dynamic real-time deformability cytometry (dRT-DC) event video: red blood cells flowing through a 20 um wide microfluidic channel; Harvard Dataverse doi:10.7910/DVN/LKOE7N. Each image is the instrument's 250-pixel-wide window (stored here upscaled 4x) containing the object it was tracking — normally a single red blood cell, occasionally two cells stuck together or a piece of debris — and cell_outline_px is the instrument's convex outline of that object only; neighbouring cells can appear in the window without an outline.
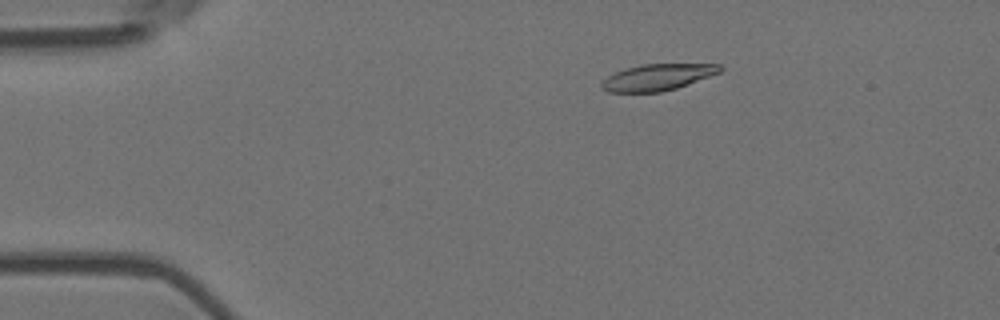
{"species": "Egyptian fruit bat (a non-hibernating species)", "species_latin": "Rousettus aegyptiacus", "temperature_condition": "room temperature", "stored_images_in_passage": 4, "camera_frame_rate_fps": 3000, "um_per_image_px": 0.085, "animal": {"sex": "female"}, "frame": {"image": 1, "passage_image": 1, "time_ms": 0.0, "image_size_px": [1000, 320], "cell_outline_px": [[724, 68], [720, 72], [688, 84], [676, 88], [660, 92], [608, 92], [600, 88], [600, 84], [608, 76], [624, 68], [640, 64], [720, 64]], "centroid_in_image_um": [55.87, 6.56], "position_along_channel_um": 29.1, "area_um2": 18.21}}
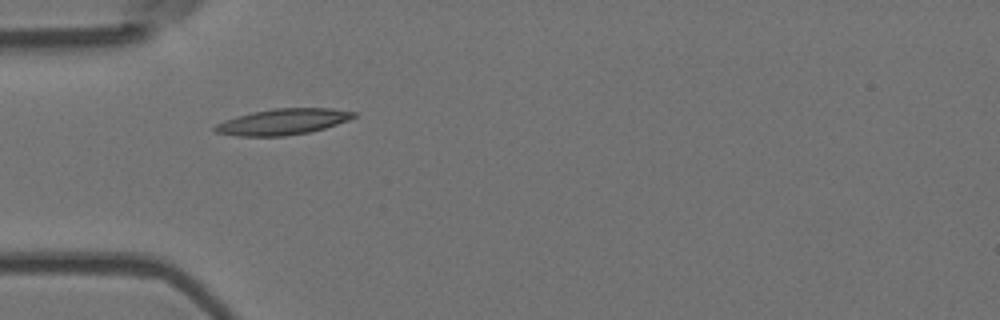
{"frame": {"image": 2, "passage_image": 3, "time_ms": 0.667, "image_size_px": [1000, 320], "cell_outline_px": [[356, 116], [348, 120], [324, 128], [308, 132], [284, 136], [236, 136], [216, 132], [212, 128], [216, 124], [224, 120], [252, 112], [272, 108], [332, 108], [356, 112]], "centroid_in_image_um": [24.02, 10.34], "position_along_channel_um": 61.0, "area_um2": 20.92}}
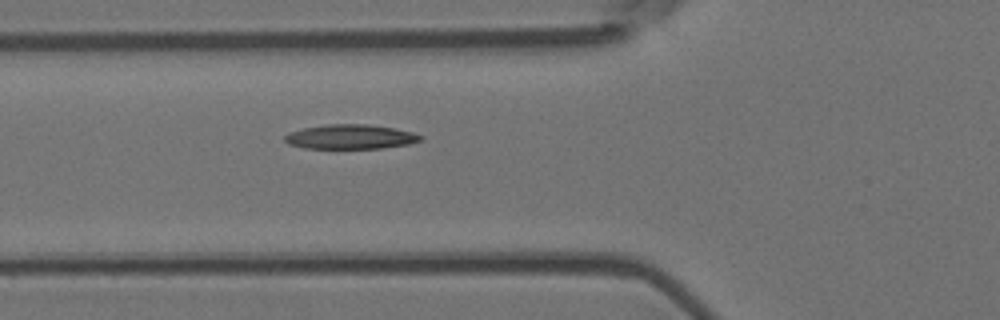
{"frame": {"image": 3, "passage_image": 4, "time_ms": 1.0, "image_size_px": [1000, 320], "cell_outline_px": [[424, 140], [408, 144], [380, 148], [304, 148], [288, 144], [284, 140], [284, 136], [288, 132], [304, 128], [328, 124], [368, 124], [392, 128], [412, 132], [424, 136]], "centroid_in_image_um": [29.78, 11.62], "position_along_channel_um": 96.0, "area_um2": 19.36}}